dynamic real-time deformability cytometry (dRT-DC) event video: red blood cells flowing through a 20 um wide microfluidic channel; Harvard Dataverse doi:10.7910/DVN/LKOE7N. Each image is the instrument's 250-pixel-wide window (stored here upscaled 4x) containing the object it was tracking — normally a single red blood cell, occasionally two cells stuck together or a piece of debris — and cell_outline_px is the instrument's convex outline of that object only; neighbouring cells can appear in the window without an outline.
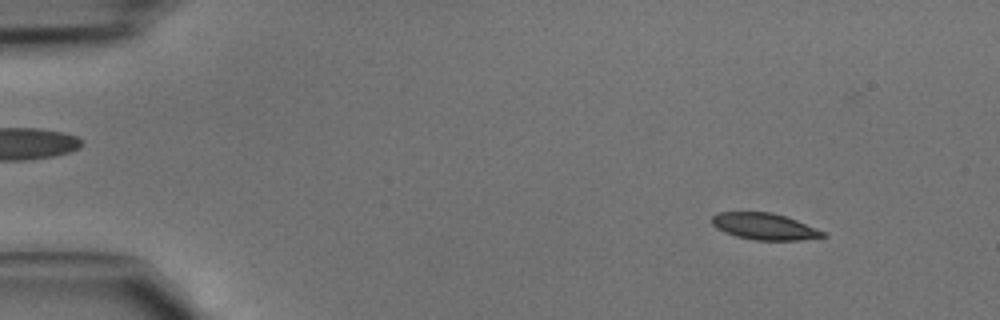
{"species": "common noctule bat (a hibernating species)", "species_latin": "Nyctalus noctula", "temperature_condition": "cold", "stored_images_in_passage": 45, "camera_frame_rate_fps": 3000, "um_per_image_px": 0.085, "animal": {"sex": "male", "body_mass_g": 15.6}, "frame": {"image": 1, "passage_image": 5, "time_ms": 1.333, "image_size_px": [1000, 320], "cell_outline_px": [[828, 236], [800, 240], [756, 240], [736, 236], [724, 232], [716, 228], [712, 224], [712, 216], [716, 212], [772, 212], [796, 220], [824, 232]], "centroid_in_image_um": [64.94, 19.24], "position_along_channel_um": 20.1, "area_um2": 17.05}}
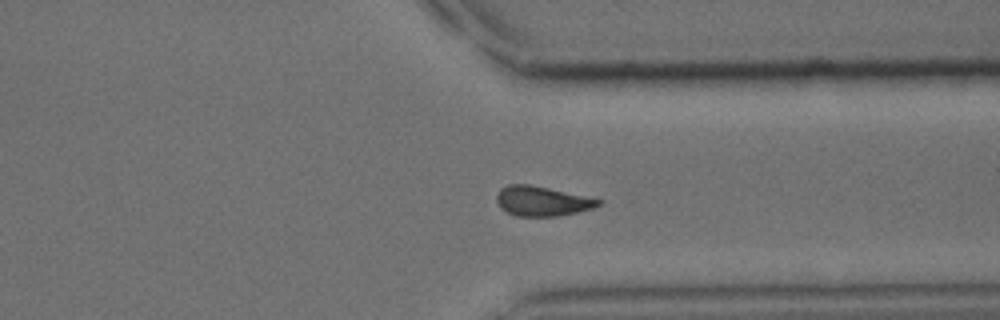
{"frame": {"image": 2, "passage_image": 35, "time_ms": 11.333, "image_size_px": [1000, 320], "cell_outline_px": [[604, 200], [600, 204], [592, 208], [576, 212], [556, 216], [516, 216], [500, 208], [496, 200], [496, 196], [500, 188], [508, 184], [532, 184]], "centroid_in_image_um": [46.05, 17.08], "position_along_channel_um": 365.4, "area_um2": 17.69}}
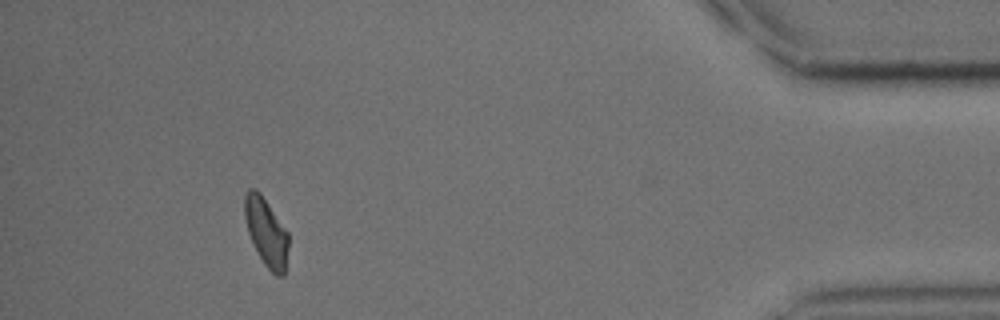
{"frame": {"image": 3, "passage_image": 42, "time_ms": 13.667, "image_size_px": [1000, 320], "cell_outline_px": [[288, 248], [284, 276], [276, 276], [264, 264], [248, 232], [244, 216], [244, 196], [248, 188], [256, 188], [260, 192], [288, 232]], "centroid_in_image_um": [22.63, 19.7], "position_along_channel_um": 412.6, "area_um2": 17.28}}